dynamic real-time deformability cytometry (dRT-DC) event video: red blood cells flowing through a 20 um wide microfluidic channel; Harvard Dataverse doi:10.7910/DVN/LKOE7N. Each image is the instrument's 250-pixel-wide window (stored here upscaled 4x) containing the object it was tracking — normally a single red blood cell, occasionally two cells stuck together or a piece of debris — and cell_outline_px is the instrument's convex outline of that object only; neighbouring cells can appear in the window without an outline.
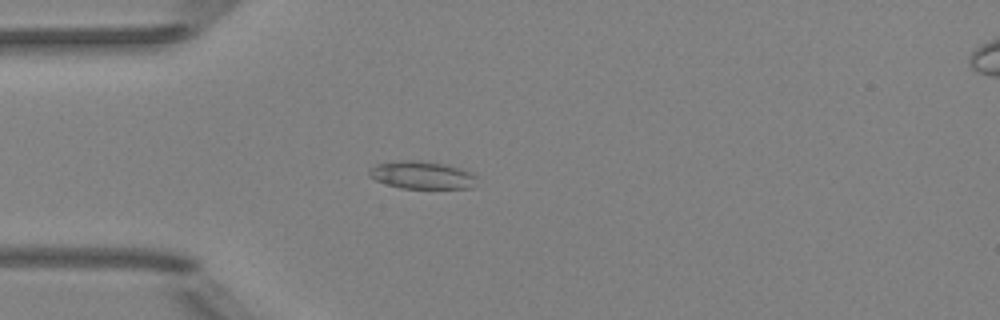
{"species": "Egyptian fruit bat (a non-hibernating species)", "species_latin": "Rousettus aegyptiacus", "temperature_condition": "room temperature", "stored_images_in_passage": 38, "camera_frame_rate_fps": 3000, "um_per_image_px": 0.085, "animal": {"sex": "female"}, "frame": {"image": 1, "passage_image": 1, "time_ms": 0.0, "image_size_px": [1000, 320], "cell_outline_px": [[476, 176], [472, 188], [400, 188], [376, 180], [368, 176], [368, 172], [376, 164], [400, 160], [420, 160], [444, 164], [460, 168], [472, 172]], "centroid_in_image_um": [35.86, 14.87], "position_along_channel_um": 49.1, "area_um2": 17.28}}
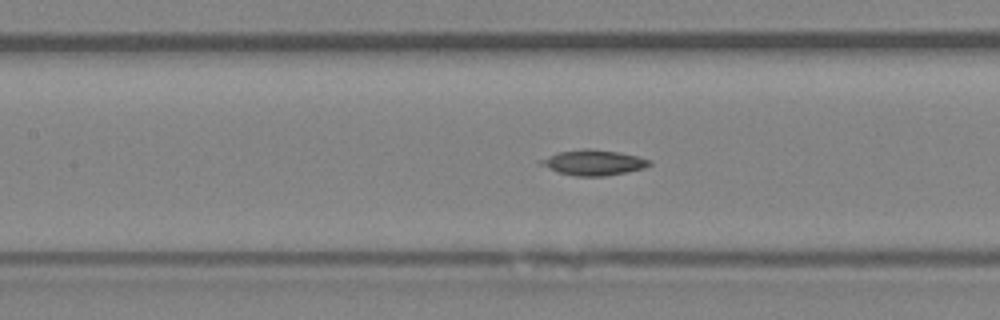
{"frame": {"image": 2, "passage_image": 10, "time_ms": 3.0, "image_size_px": [1000, 320], "cell_outline_px": [[652, 164], [644, 168], [604, 176], [576, 176], [560, 172], [536, 164], [536, 160], [556, 152], [584, 148], [592, 148], [616, 152], [636, 156], [652, 160]], "centroid_in_image_um": [50.37, 13.8], "position_along_channel_um": 157.0, "area_um2": 16.18}}
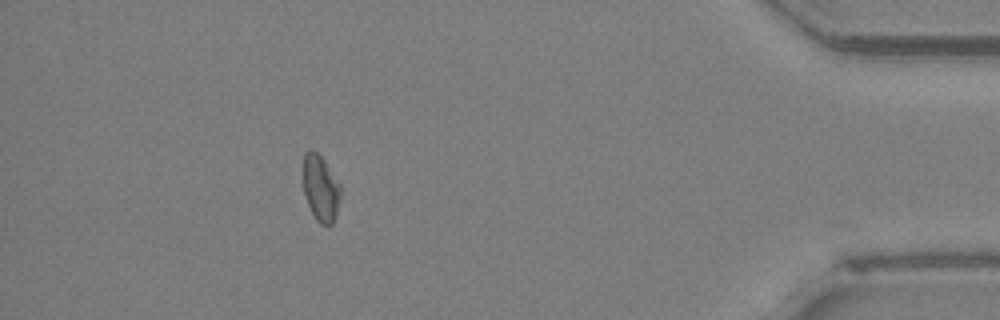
{"frame": {"image": 3, "passage_image": 33, "time_ms": 10.667, "image_size_px": [1000, 320], "cell_outline_px": [[344, 188], [336, 216], [332, 224], [320, 224], [316, 220], [308, 204], [304, 192], [304, 152], [312, 148], [324, 160]], "centroid_in_image_um": [27.31, 16.0], "position_along_channel_um": 407.9, "area_um2": 14.68}}